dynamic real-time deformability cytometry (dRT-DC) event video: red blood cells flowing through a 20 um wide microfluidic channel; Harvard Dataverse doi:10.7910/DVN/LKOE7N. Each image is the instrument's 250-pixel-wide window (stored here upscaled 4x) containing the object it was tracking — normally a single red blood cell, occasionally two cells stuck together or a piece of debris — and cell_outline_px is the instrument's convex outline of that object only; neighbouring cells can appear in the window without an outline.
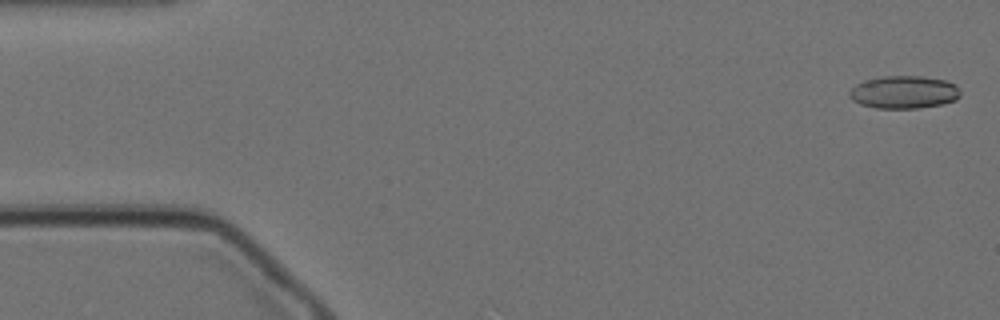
{"species": "Egyptian fruit bat (a non-hibernating species)", "species_latin": "Rousettus aegyptiacus", "temperature_condition": "cold", "stored_images_in_passage": 8, "camera_frame_rate_fps": 3000, "um_per_image_px": 0.085, "animal": {"sex": "female"}, "frame": {"image": 1, "passage_image": 2, "time_ms": 0.333, "image_size_px": [1000, 320], "cell_outline_px": [[960, 96], [956, 100], [944, 104], [916, 108], [876, 108], [860, 104], [852, 100], [848, 96], [848, 92], [856, 84], [864, 80], [884, 76], [924, 76], [944, 80], [956, 84], [960, 92]], "centroid_in_image_um": [76.83, 7.83], "position_along_channel_um": 8.2, "area_um2": 21.33}}